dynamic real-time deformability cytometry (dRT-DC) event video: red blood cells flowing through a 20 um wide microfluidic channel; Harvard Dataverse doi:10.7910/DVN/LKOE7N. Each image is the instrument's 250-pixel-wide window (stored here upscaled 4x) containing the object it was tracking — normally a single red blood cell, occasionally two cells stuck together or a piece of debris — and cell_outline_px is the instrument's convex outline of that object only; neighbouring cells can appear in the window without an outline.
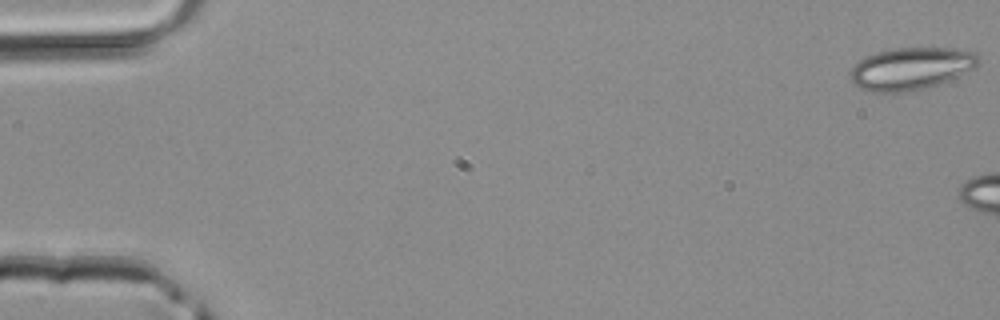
{"species": "common noctule bat (a hibernating species)", "species_latin": "Nyctalus noctula", "temperature_condition": "room temperature", "stored_images_in_passage": 3, "camera_frame_rate_fps": 3000, "um_per_image_px": 0.085, "animal": {"sex": "male", "body_mass_g": 20.4}, "frame": {"image": 1, "passage_image": 1, "time_ms": 0.0, "image_size_px": [1000, 320], "cell_outline_px": [[980, 64], [948, 80], [924, 88], [908, 92], [864, 92], [848, 76], [852, 68], [864, 56], [876, 52], [896, 48], [956, 48], [976, 52], [980, 56]], "centroid_in_image_um": [77.42, 5.82], "position_along_channel_um": 7.6, "area_um2": 31.62}}